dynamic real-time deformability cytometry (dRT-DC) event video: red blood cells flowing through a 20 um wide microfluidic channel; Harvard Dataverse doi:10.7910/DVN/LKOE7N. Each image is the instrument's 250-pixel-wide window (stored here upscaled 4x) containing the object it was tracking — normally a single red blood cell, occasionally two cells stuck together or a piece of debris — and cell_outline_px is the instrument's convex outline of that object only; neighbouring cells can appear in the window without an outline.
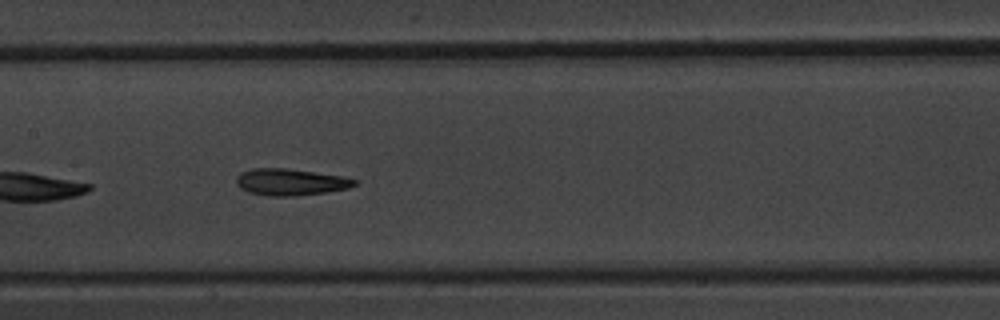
{"species": "common noctule bat (a hibernating species)", "species_latin": "Nyctalus noctula", "temperature_condition": "warm", "stored_images_in_passage": 13, "segment_of_instrument_passage": [1, 2], "camera_frame_rate_fps": 3000, "um_per_image_px": 0.085, "animal": {"sex": "male", "body_mass_g": 20.1, "forearm_length_mm": 53.5}, "frame": {"image": 1, "passage_image": 6, "time_ms": 7.333, "image_size_px": [1000, 320], "cell_outline_px": [[360, 184], [348, 188], [328, 192], [296, 196], [268, 196], [248, 192], [240, 188], [236, 184], [236, 176], [240, 172], [252, 168], [284, 168], [344, 176], [360, 180]], "centroid_in_image_um": [24.73, 15.47], "position_along_channel_um": 182.7, "area_um2": 18.73}}
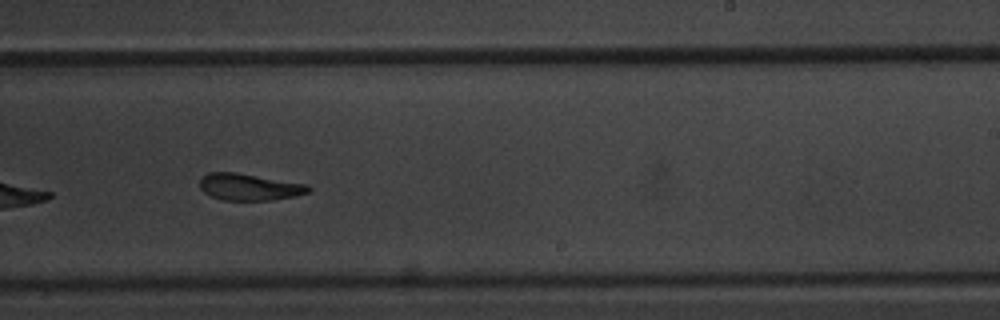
{"frame": {"image": 2, "passage_image": 8, "time_ms": 9.667, "image_size_px": [1000, 320], "cell_outline_px": [[312, 192], [272, 200], [220, 200], [204, 192], [200, 188], [200, 180], [208, 172], [236, 172], [308, 184], [312, 188]], "centroid_in_image_um": [21.21, 15.89], "position_along_channel_um": 267.8, "area_um2": 16.99}}
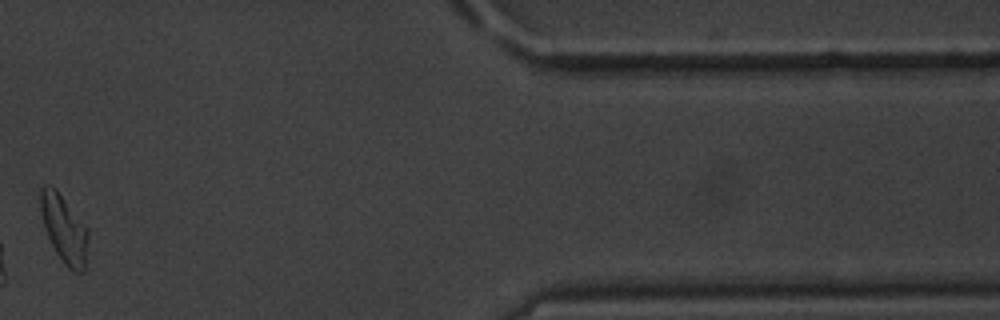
{"frame": {"image": 3, "passage_image": 11, "time_ms": 14.667, "image_size_px": [1000, 320], "cell_outline_px": [[88, 236], [84, 272], [72, 272], [64, 264], [56, 252], [44, 228], [40, 208], [40, 188], [44, 184], [48, 184], [56, 188], [88, 228]], "centroid_in_image_um": [5.44, 19.43], "position_along_channel_um": 406.0, "area_um2": 18.9}}